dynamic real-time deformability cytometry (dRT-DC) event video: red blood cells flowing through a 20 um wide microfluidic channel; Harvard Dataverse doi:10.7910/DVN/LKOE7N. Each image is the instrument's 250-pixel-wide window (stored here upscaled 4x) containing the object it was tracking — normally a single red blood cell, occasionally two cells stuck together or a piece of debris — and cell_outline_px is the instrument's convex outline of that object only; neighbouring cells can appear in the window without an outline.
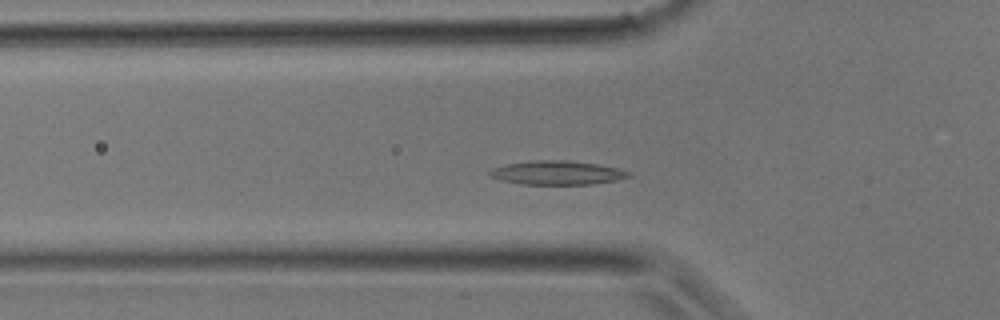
{"species": "common noctule bat (a hibernating species)", "species_latin": "Nyctalus noctula", "temperature_condition": "room temperature", "stored_images_in_passage": 29, "camera_frame_rate_fps": 3000, "um_per_image_px": 0.085, "animal": {"sex": "male", "body_mass_g": 17.9}, "frame": {"image": 1, "passage_image": 5, "time_ms": 1.333, "image_size_px": [1000, 320], "cell_outline_px": [[632, 176], [616, 180], [592, 184], [520, 184], [500, 180], [492, 176], [488, 172], [496, 168], [508, 164], [532, 160], [568, 160], [600, 164], [632, 172]], "centroid_in_image_um": [47.42, 14.68], "position_along_channel_um": 78.4, "area_um2": 19.25}}
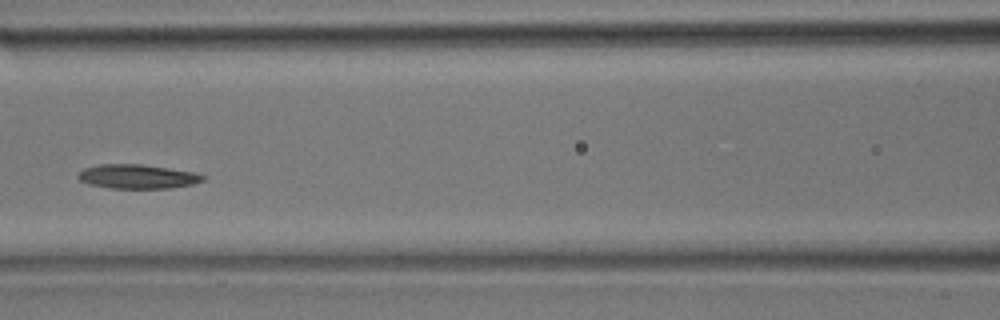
{"frame": {"image": 2, "passage_image": 9, "time_ms": 2.667, "image_size_px": [1000, 320], "cell_outline_px": [[204, 180], [192, 184], [168, 188], [108, 188], [88, 184], [80, 180], [76, 176], [84, 168], [100, 164], [140, 164], [192, 172], [204, 176]], "centroid_in_image_um": [11.62, 15.01], "position_along_channel_um": 155.0, "area_um2": 17.34}}
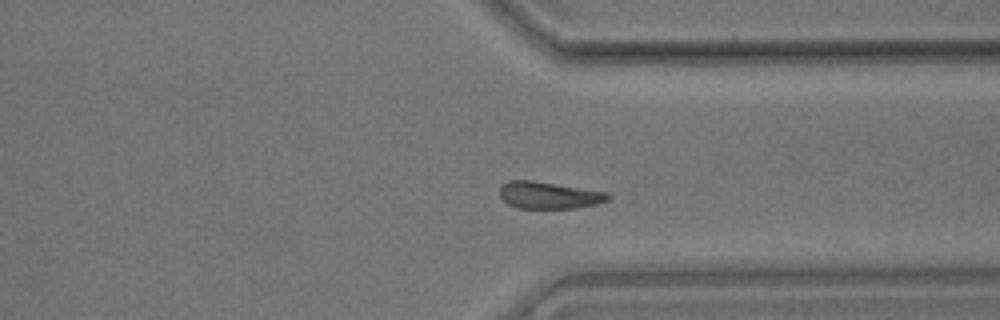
{"frame": {"image": 3, "passage_image": 20, "time_ms": 6.333, "image_size_px": [1000, 320], "cell_outline_px": [[612, 196], [608, 200], [596, 204], [576, 208], [516, 208], [508, 204], [500, 196], [500, 188], [508, 180], [532, 180], [608, 192]], "centroid_in_image_um": [46.67, 16.59], "position_along_channel_um": 364.7, "area_um2": 17.05}}